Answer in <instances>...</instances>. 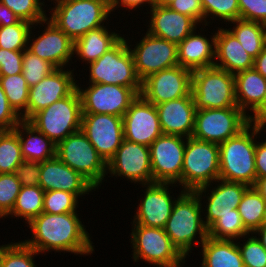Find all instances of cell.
<instances>
[{
	"label": "cell",
	"mask_w": 266,
	"mask_h": 267,
	"mask_svg": "<svg viewBox=\"0 0 266 267\" xmlns=\"http://www.w3.org/2000/svg\"><path fill=\"white\" fill-rule=\"evenodd\" d=\"M240 19L266 23V0H238Z\"/></svg>",
	"instance_id": "46"
},
{
	"label": "cell",
	"mask_w": 266,
	"mask_h": 267,
	"mask_svg": "<svg viewBox=\"0 0 266 267\" xmlns=\"http://www.w3.org/2000/svg\"><path fill=\"white\" fill-rule=\"evenodd\" d=\"M153 5H154V0H110L109 1V8H110V12L112 16L115 10H119V12L120 10H125L126 12L128 9V12L132 14L133 10L135 12L138 11V9L141 10V8L143 10L144 9L143 7L146 8L145 9L146 11H149V8H151ZM119 7L121 9H118Z\"/></svg>",
	"instance_id": "51"
},
{
	"label": "cell",
	"mask_w": 266,
	"mask_h": 267,
	"mask_svg": "<svg viewBox=\"0 0 266 267\" xmlns=\"http://www.w3.org/2000/svg\"><path fill=\"white\" fill-rule=\"evenodd\" d=\"M249 124V117L239 107L200 109L195 112L192 137L220 144L238 135Z\"/></svg>",
	"instance_id": "12"
},
{
	"label": "cell",
	"mask_w": 266,
	"mask_h": 267,
	"mask_svg": "<svg viewBox=\"0 0 266 267\" xmlns=\"http://www.w3.org/2000/svg\"><path fill=\"white\" fill-rule=\"evenodd\" d=\"M234 87L237 106L249 117L263 103L266 78L253 67L234 75Z\"/></svg>",
	"instance_id": "29"
},
{
	"label": "cell",
	"mask_w": 266,
	"mask_h": 267,
	"mask_svg": "<svg viewBox=\"0 0 266 267\" xmlns=\"http://www.w3.org/2000/svg\"><path fill=\"white\" fill-rule=\"evenodd\" d=\"M249 234L242 223L238 209H235V214L221 215L208 229V236L217 240H238Z\"/></svg>",
	"instance_id": "39"
},
{
	"label": "cell",
	"mask_w": 266,
	"mask_h": 267,
	"mask_svg": "<svg viewBox=\"0 0 266 267\" xmlns=\"http://www.w3.org/2000/svg\"><path fill=\"white\" fill-rule=\"evenodd\" d=\"M123 118L124 139L150 146L162 129L156 106L141 94L131 103Z\"/></svg>",
	"instance_id": "22"
},
{
	"label": "cell",
	"mask_w": 266,
	"mask_h": 267,
	"mask_svg": "<svg viewBox=\"0 0 266 267\" xmlns=\"http://www.w3.org/2000/svg\"><path fill=\"white\" fill-rule=\"evenodd\" d=\"M109 25L111 24L107 23L105 26L92 29L74 41L75 56L73 60L75 63L77 60L79 62L81 60V63L83 62L82 64L85 63L82 71L79 70L78 72H85L83 69L86 67V64L88 65L96 61L123 37L124 34H120L122 33L121 29L119 31L115 27V30H112ZM75 58L78 59L76 60Z\"/></svg>",
	"instance_id": "28"
},
{
	"label": "cell",
	"mask_w": 266,
	"mask_h": 267,
	"mask_svg": "<svg viewBox=\"0 0 266 267\" xmlns=\"http://www.w3.org/2000/svg\"><path fill=\"white\" fill-rule=\"evenodd\" d=\"M36 250L26 245L22 239L18 242H4L0 245V267H38Z\"/></svg>",
	"instance_id": "35"
},
{
	"label": "cell",
	"mask_w": 266,
	"mask_h": 267,
	"mask_svg": "<svg viewBox=\"0 0 266 267\" xmlns=\"http://www.w3.org/2000/svg\"><path fill=\"white\" fill-rule=\"evenodd\" d=\"M46 0H0V2L8 7L20 20L38 23L48 17V10L45 7Z\"/></svg>",
	"instance_id": "40"
},
{
	"label": "cell",
	"mask_w": 266,
	"mask_h": 267,
	"mask_svg": "<svg viewBox=\"0 0 266 267\" xmlns=\"http://www.w3.org/2000/svg\"><path fill=\"white\" fill-rule=\"evenodd\" d=\"M199 267H245L236 240H217L207 237L200 246Z\"/></svg>",
	"instance_id": "31"
},
{
	"label": "cell",
	"mask_w": 266,
	"mask_h": 267,
	"mask_svg": "<svg viewBox=\"0 0 266 267\" xmlns=\"http://www.w3.org/2000/svg\"><path fill=\"white\" fill-rule=\"evenodd\" d=\"M20 19L5 5L0 2V26H10Z\"/></svg>",
	"instance_id": "53"
},
{
	"label": "cell",
	"mask_w": 266,
	"mask_h": 267,
	"mask_svg": "<svg viewBox=\"0 0 266 267\" xmlns=\"http://www.w3.org/2000/svg\"><path fill=\"white\" fill-rule=\"evenodd\" d=\"M253 187L266 201V177L256 179Z\"/></svg>",
	"instance_id": "56"
},
{
	"label": "cell",
	"mask_w": 266,
	"mask_h": 267,
	"mask_svg": "<svg viewBox=\"0 0 266 267\" xmlns=\"http://www.w3.org/2000/svg\"><path fill=\"white\" fill-rule=\"evenodd\" d=\"M248 188L249 186L243 183L217 179L194 190L201 202L206 227L209 229L221 215L235 214V209H238L242 196Z\"/></svg>",
	"instance_id": "18"
},
{
	"label": "cell",
	"mask_w": 266,
	"mask_h": 267,
	"mask_svg": "<svg viewBox=\"0 0 266 267\" xmlns=\"http://www.w3.org/2000/svg\"><path fill=\"white\" fill-rule=\"evenodd\" d=\"M253 234L257 237V239L261 242L262 246L266 249V226L262 225Z\"/></svg>",
	"instance_id": "57"
},
{
	"label": "cell",
	"mask_w": 266,
	"mask_h": 267,
	"mask_svg": "<svg viewBox=\"0 0 266 267\" xmlns=\"http://www.w3.org/2000/svg\"><path fill=\"white\" fill-rule=\"evenodd\" d=\"M142 35L135 44H132L134 35L130 37L131 40L129 36L125 38L141 81L155 72L179 65L178 44L149 34L147 31L142 32Z\"/></svg>",
	"instance_id": "14"
},
{
	"label": "cell",
	"mask_w": 266,
	"mask_h": 267,
	"mask_svg": "<svg viewBox=\"0 0 266 267\" xmlns=\"http://www.w3.org/2000/svg\"><path fill=\"white\" fill-rule=\"evenodd\" d=\"M81 131L107 163L124 139L123 118L112 114H82Z\"/></svg>",
	"instance_id": "21"
},
{
	"label": "cell",
	"mask_w": 266,
	"mask_h": 267,
	"mask_svg": "<svg viewBox=\"0 0 266 267\" xmlns=\"http://www.w3.org/2000/svg\"><path fill=\"white\" fill-rule=\"evenodd\" d=\"M205 27L206 25H202L201 28L199 26L200 31L195 29L178 44V63L180 66L191 71L214 67L216 30L213 28V33L209 32L211 33L209 35L208 27H206L207 29ZM205 32H207L206 35Z\"/></svg>",
	"instance_id": "25"
},
{
	"label": "cell",
	"mask_w": 266,
	"mask_h": 267,
	"mask_svg": "<svg viewBox=\"0 0 266 267\" xmlns=\"http://www.w3.org/2000/svg\"><path fill=\"white\" fill-rule=\"evenodd\" d=\"M192 71L180 65L163 69L142 81L141 95L154 105L188 96Z\"/></svg>",
	"instance_id": "20"
},
{
	"label": "cell",
	"mask_w": 266,
	"mask_h": 267,
	"mask_svg": "<svg viewBox=\"0 0 266 267\" xmlns=\"http://www.w3.org/2000/svg\"><path fill=\"white\" fill-rule=\"evenodd\" d=\"M13 130L18 134L24 160L43 162L56 157L57 144L28 121L22 120Z\"/></svg>",
	"instance_id": "30"
},
{
	"label": "cell",
	"mask_w": 266,
	"mask_h": 267,
	"mask_svg": "<svg viewBox=\"0 0 266 267\" xmlns=\"http://www.w3.org/2000/svg\"><path fill=\"white\" fill-rule=\"evenodd\" d=\"M263 29V46L266 49V23L262 24Z\"/></svg>",
	"instance_id": "60"
},
{
	"label": "cell",
	"mask_w": 266,
	"mask_h": 267,
	"mask_svg": "<svg viewBox=\"0 0 266 267\" xmlns=\"http://www.w3.org/2000/svg\"><path fill=\"white\" fill-rule=\"evenodd\" d=\"M131 226L129 242L133 249V263L142 261L150 267H182L188 264L187 258L171 242L164 228Z\"/></svg>",
	"instance_id": "5"
},
{
	"label": "cell",
	"mask_w": 266,
	"mask_h": 267,
	"mask_svg": "<svg viewBox=\"0 0 266 267\" xmlns=\"http://www.w3.org/2000/svg\"><path fill=\"white\" fill-rule=\"evenodd\" d=\"M259 138V127L256 124L255 169L257 179L266 177V141Z\"/></svg>",
	"instance_id": "52"
},
{
	"label": "cell",
	"mask_w": 266,
	"mask_h": 267,
	"mask_svg": "<svg viewBox=\"0 0 266 267\" xmlns=\"http://www.w3.org/2000/svg\"><path fill=\"white\" fill-rule=\"evenodd\" d=\"M21 121V117L10 106L5 92L0 85V129L3 131H11Z\"/></svg>",
	"instance_id": "50"
},
{
	"label": "cell",
	"mask_w": 266,
	"mask_h": 267,
	"mask_svg": "<svg viewBox=\"0 0 266 267\" xmlns=\"http://www.w3.org/2000/svg\"><path fill=\"white\" fill-rule=\"evenodd\" d=\"M149 10L144 12L150 14V19L144 24L146 31L176 44L200 26L193 18L171 10L168 6L154 4Z\"/></svg>",
	"instance_id": "24"
},
{
	"label": "cell",
	"mask_w": 266,
	"mask_h": 267,
	"mask_svg": "<svg viewBox=\"0 0 266 267\" xmlns=\"http://www.w3.org/2000/svg\"><path fill=\"white\" fill-rule=\"evenodd\" d=\"M21 183L15 173L0 174V218L4 220L13 209L21 190Z\"/></svg>",
	"instance_id": "45"
},
{
	"label": "cell",
	"mask_w": 266,
	"mask_h": 267,
	"mask_svg": "<svg viewBox=\"0 0 266 267\" xmlns=\"http://www.w3.org/2000/svg\"><path fill=\"white\" fill-rule=\"evenodd\" d=\"M258 127H259V132H260V137L263 139L265 138L264 140L266 141V137H263V134L265 136V132H266V120L265 121H262L260 123H258Z\"/></svg>",
	"instance_id": "58"
},
{
	"label": "cell",
	"mask_w": 266,
	"mask_h": 267,
	"mask_svg": "<svg viewBox=\"0 0 266 267\" xmlns=\"http://www.w3.org/2000/svg\"><path fill=\"white\" fill-rule=\"evenodd\" d=\"M79 198L71 192L62 190L46 191L43 200V212L50 214H63L71 212H80Z\"/></svg>",
	"instance_id": "42"
},
{
	"label": "cell",
	"mask_w": 266,
	"mask_h": 267,
	"mask_svg": "<svg viewBox=\"0 0 266 267\" xmlns=\"http://www.w3.org/2000/svg\"><path fill=\"white\" fill-rule=\"evenodd\" d=\"M219 144L186 138L181 190L194 191L219 179Z\"/></svg>",
	"instance_id": "8"
},
{
	"label": "cell",
	"mask_w": 266,
	"mask_h": 267,
	"mask_svg": "<svg viewBox=\"0 0 266 267\" xmlns=\"http://www.w3.org/2000/svg\"><path fill=\"white\" fill-rule=\"evenodd\" d=\"M262 225L266 226V206H265V210H264V213H263Z\"/></svg>",
	"instance_id": "61"
},
{
	"label": "cell",
	"mask_w": 266,
	"mask_h": 267,
	"mask_svg": "<svg viewBox=\"0 0 266 267\" xmlns=\"http://www.w3.org/2000/svg\"><path fill=\"white\" fill-rule=\"evenodd\" d=\"M168 7L178 13L188 15L200 26L201 24L204 25V12L201 0H174Z\"/></svg>",
	"instance_id": "49"
},
{
	"label": "cell",
	"mask_w": 266,
	"mask_h": 267,
	"mask_svg": "<svg viewBox=\"0 0 266 267\" xmlns=\"http://www.w3.org/2000/svg\"><path fill=\"white\" fill-rule=\"evenodd\" d=\"M164 230L186 258L189 259L194 246L200 248L208 237V228L204 223L200 199L194 191H185L176 200Z\"/></svg>",
	"instance_id": "2"
},
{
	"label": "cell",
	"mask_w": 266,
	"mask_h": 267,
	"mask_svg": "<svg viewBox=\"0 0 266 267\" xmlns=\"http://www.w3.org/2000/svg\"><path fill=\"white\" fill-rule=\"evenodd\" d=\"M215 61L214 67L225 70L230 74L254 67V59L236 37L225 27H215Z\"/></svg>",
	"instance_id": "27"
},
{
	"label": "cell",
	"mask_w": 266,
	"mask_h": 267,
	"mask_svg": "<svg viewBox=\"0 0 266 267\" xmlns=\"http://www.w3.org/2000/svg\"><path fill=\"white\" fill-rule=\"evenodd\" d=\"M27 49L56 68H70L74 65V41L48 17L32 25Z\"/></svg>",
	"instance_id": "13"
},
{
	"label": "cell",
	"mask_w": 266,
	"mask_h": 267,
	"mask_svg": "<svg viewBox=\"0 0 266 267\" xmlns=\"http://www.w3.org/2000/svg\"><path fill=\"white\" fill-rule=\"evenodd\" d=\"M266 201L254 187H249L242 196L238 205L245 229L251 234L262 226V218Z\"/></svg>",
	"instance_id": "34"
},
{
	"label": "cell",
	"mask_w": 266,
	"mask_h": 267,
	"mask_svg": "<svg viewBox=\"0 0 266 267\" xmlns=\"http://www.w3.org/2000/svg\"><path fill=\"white\" fill-rule=\"evenodd\" d=\"M142 193L138 199L139 203L136 207L131 225H143L146 227L164 228L171 213L176 200L185 192L179 190V194L174 193V183L154 182L150 184L140 185ZM171 187V188H170ZM172 194V195H171Z\"/></svg>",
	"instance_id": "15"
},
{
	"label": "cell",
	"mask_w": 266,
	"mask_h": 267,
	"mask_svg": "<svg viewBox=\"0 0 266 267\" xmlns=\"http://www.w3.org/2000/svg\"><path fill=\"white\" fill-rule=\"evenodd\" d=\"M39 186L46 192L62 190L74 193L79 199L97 189L77 171L63 163L57 156L41 162ZM81 197V198H80Z\"/></svg>",
	"instance_id": "23"
},
{
	"label": "cell",
	"mask_w": 266,
	"mask_h": 267,
	"mask_svg": "<svg viewBox=\"0 0 266 267\" xmlns=\"http://www.w3.org/2000/svg\"><path fill=\"white\" fill-rule=\"evenodd\" d=\"M79 212L50 214L42 212L26 226L32 234L31 238L22 241L39 254L49 252L70 253L74 255L91 256L95 245L82 222Z\"/></svg>",
	"instance_id": "1"
},
{
	"label": "cell",
	"mask_w": 266,
	"mask_h": 267,
	"mask_svg": "<svg viewBox=\"0 0 266 267\" xmlns=\"http://www.w3.org/2000/svg\"><path fill=\"white\" fill-rule=\"evenodd\" d=\"M41 162L23 160L16 168L15 175L22 186H39Z\"/></svg>",
	"instance_id": "48"
},
{
	"label": "cell",
	"mask_w": 266,
	"mask_h": 267,
	"mask_svg": "<svg viewBox=\"0 0 266 267\" xmlns=\"http://www.w3.org/2000/svg\"><path fill=\"white\" fill-rule=\"evenodd\" d=\"M23 51L0 48V76H12L22 73Z\"/></svg>",
	"instance_id": "47"
},
{
	"label": "cell",
	"mask_w": 266,
	"mask_h": 267,
	"mask_svg": "<svg viewBox=\"0 0 266 267\" xmlns=\"http://www.w3.org/2000/svg\"><path fill=\"white\" fill-rule=\"evenodd\" d=\"M77 90L81 99L82 114H112L123 117L131 103L141 94L142 88L114 84H80Z\"/></svg>",
	"instance_id": "11"
},
{
	"label": "cell",
	"mask_w": 266,
	"mask_h": 267,
	"mask_svg": "<svg viewBox=\"0 0 266 267\" xmlns=\"http://www.w3.org/2000/svg\"><path fill=\"white\" fill-rule=\"evenodd\" d=\"M191 93L196 110L238 107L234 75L216 67L192 71Z\"/></svg>",
	"instance_id": "10"
},
{
	"label": "cell",
	"mask_w": 266,
	"mask_h": 267,
	"mask_svg": "<svg viewBox=\"0 0 266 267\" xmlns=\"http://www.w3.org/2000/svg\"><path fill=\"white\" fill-rule=\"evenodd\" d=\"M32 25L30 22L19 20L14 25L0 26V48L13 51L27 49Z\"/></svg>",
	"instance_id": "41"
},
{
	"label": "cell",
	"mask_w": 266,
	"mask_h": 267,
	"mask_svg": "<svg viewBox=\"0 0 266 267\" xmlns=\"http://www.w3.org/2000/svg\"><path fill=\"white\" fill-rule=\"evenodd\" d=\"M126 34L96 61L86 65L89 68L88 82L96 84H114L130 88H142L134 58L125 39Z\"/></svg>",
	"instance_id": "6"
},
{
	"label": "cell",
	"mask_w": 266,
	"mask_h": 267,
	"mask_svg": "<svg viewBox=\"0 0 266 267\" xmlns=\"http://www.w3.org/2000/svg\"><path fill=\"white\" fill-rule=\"evenodd\" d=\"M82 106L77 88L69 95L35 113L28 122L55 144L81 129Z\"/></svg>",
	"instance_id": "9"
},
{
	"label": "cell",
	"mask_w": 266,
	"mask_h": 267,
	"mask_svg": "<svg viewBox=\"0 0 266 267\" xmlns=\"http://www.w3.org/2000/svg\"><path fill=\"white\" fill-rule=\"evenodd\" d=\"M201 3L206 26L212 25L215 20L222 21L220 23L223 26V23L227 25L231 21L240 19L238 0H201Z\"/></svg>",
	"instance_id": "38"
},
{
	"label": "cell",
	"mask_w": 266,
	"mask_h": 267,
	"mask_svg": "<svg viewBox=\"0 0 266 267\" xmlns=\"http://www.w3.org/2000/svg\"><path fill=\"white\" fill-rule=\"evenodd\" d=\"M254 69L266 78V49L264 48L254 59Z\"/></svg>",
	"instance_id": "55"
},
{
	"label": "cell",
	"mask_w": 266,
	"mask_h": 267,
	"mask_svg": "<svg viewBox=\"0 0 266 267\" xmlns=\"http://www.w3.org/2000/svg\"><path fill=\"white\" fill-rule=\"evenodd\" d=\"M44 193L40 186H22L12 211L4 219L20 218L28 224L43 212Z\"/></svg>",
	"instance_id": "32"
},
{
	"label": "cell",
	"mask_w": 266,
	"mask_h": 267,
	"mask_svg": "<svg viewBox=\"0 0 266 267\" xmlns=\"http://www.w3.org/2000/svg\"><path fill=\"white\" fill-rule=\"evenodd\" d=\"M0 85L5 92L10 106L22 117L27 112L29 86L23 74L0 76Z\"/></svg>",
	"instance_id": "36"
},
{
	"label": "cell",
	"mask_w": 266,
	"mask_h": 267,
	"mask_svg": "<svg viewBox=\"0 0 266 267\" xmlns=\"http://www.w3.org/2000/svg\"><path fill=\"white\" fill-rule=\"evenodd\" d=\"M75 70V68H57L38 84L29 87L27 112L21 119L28 121L35 113L69 96L77 88L75 76H82L80 73L77 75Z\"/></svg>",
	"instance_id": "19"
},
{
	"label": "cell",
	"mask_w": 266,
	"mask_h": 267,
	"mask_svg": "<svg viewBox=\"0 0 266 267\" xmlns=\"http://www.w3.org/2000/svg\"><path fill=\"white\" fill-rule=\"evenodd\" d=\"M149 148L153 183H174L181 190L186 138L162 134L150 144Z\"/></svg>",
	"instance_id": "17"
},
{
	"label": "cell",
	"mask_w": 266,
	"mask_h": 267,
	"mask_svg": "<svg viewBox=\"0 0 266 267\" xmlns=\"http://www.w3.org/2000/svg\"><path fill=\"white\" fill-rule=\"evenodd\" d=\"M56 156L81 174L97 190L104 189L101 185H104L105 181L107 183V163L81 129L57 144Z\"/></svg>",
	"instance_id": "7"
},
{
	"label": "cell",
	"mask_w": 266,
	"mask_h": 267,
	"mask_svg": "<svg viewBox=\"0 0 266 267\" xmlns=\"http://www.w3.org/2000/svg\"><path fill=\"white\" fill-rule=\"evenodd\" d=\"M250 123L258 124L266 120V93L263 103L249 116Z\"/></svg>",
	"instance_id": "54"
},
{
	"label": "cell",
	"mask_w": 266,
	"mask_h": 267,
	"mask_svg": "<svg viewBox=\"0 0 266 267\" xmlns=\"http://www.w3.org/2000/svg\"><path fill=\"white\" fill-rule=\"evenodd\" d=\"M48 18L73 41L92 29L110 23L107 0H48ZM53 2V3H52ZM110 16V18H109ZM111 19V20H110Z\"/></svg>",
	"instance_id": "3"
},
{
	"label": "cell",
	"mask_w": 266,
	"mask_h": 267,
	"mask_svg": "<svg viewBox=\"0 0 266 267\" xmlns=\"http://www.w3.org/2000/svg\"><path fill=\"white\" fill-rule=\"evenodd\" d=\"M107 176L115 177L114 181L120 177V180L126 179L127 183L137 185L153 183L149 146L123 139L115 155L107 162Z\"/></svg>",
	"instance_id": "16"
},
{
	"label": "cell",
	"mask_w": 266,
	"mask_h": 267,
	"mask_svg": "<svg viewBox=\"0 0 266 267\" xmlns=\"http://www.w3.org/2000/svg\"><path fill=\"white\" fill-rule=\"evenodd\" d=\"M22 66V74L29 87L38 84L43 78L57 69L53 64L39 58L28 49L23 51Z\"/></svg>",
	"instance_id": "43"
},
{
	"label": "cell",
	"mask_w": 266,
	"mask_h": 267,
	"mask_svg": "<svg viewBox=\"0 0 266 267\" xmlns=\"http://www.w3.org/2000/svg\"><path fill=\"white\" fill-rule=\"evenodd\" d=\"M225 27L236 37L253 59L264 49L262 23L236 19L229 22Z\"/></svg>",
	"instance_id": "33"
},
{
	"label": "cell",
	"mask_w": 266,
	"mask_h": 267,
	"mask_svg": "<svg viewBox=\"0 0 266 267\" xmlns=\"http://www.w3.org/2000/svg\"><path fill=\"white\" fill-rule=\"evenodd\" d=\"M174 0H154L155 5L168 6Z\"/></svg>",
	"instance_id": "59"
},
{
	"label": "cell",
	"mask_w": 266,
	"mask_h": 267,
	"mask_svg": "<svg viewBox=\"0 0 266 267\" xmlns=\"http://www.w3.org/2000/svg\"><path fill=\"white\" fill-rule=\"evenodd\" d=\"M242 238L236 241L242 255L244 266L266 267V249L257 237L251 233V235L249 234Z\"/></svg>",
	"instance_id": "44"
},
{
	"label": "cell",
	"mask_w": 266,
	"mask_h": 267,
	"mask_svg": "<svg viewBox=\"0 0 266 267\" xmlns=\"http://www.w3.org/2000/svg\"><path fill=\"white\" fill-rule=\"evenodd\" d=\"M155 106L163 134L192 137L196 112L192 93Z\"/></svg>",
	"instance_id": "26"
},
{
	"label": "cell",
	"mask_w": 266,
	"mask_h": 267,
	"mask_svg": "<svg viewBox=\"0 0 266 267\" xmlns=\"http://www.w3.org/2000/svg\"><path fill=\"white\" fill-rule=\"evenodd\" d=\"M256 124L250 123L238 135L219 144V179L253 187L255 169Z\"/></svg>",
	"instance_id": "4"
},
{
	"label": "cell",
	"mask_w": 266,
	"mask_h": 267,
	"mask_svg": "<svg viewBox=\"0 0 266 267\" xmlns=\"http://www.w3.org/2000/svg\"><path fill=\"white\" fill-rule=\"evenodd\" d=\"M18 134L14 131H4L0 135V174L15 173L23 161Z\"/></svg>",
	"instance_id": "37"
}]
</instances>
